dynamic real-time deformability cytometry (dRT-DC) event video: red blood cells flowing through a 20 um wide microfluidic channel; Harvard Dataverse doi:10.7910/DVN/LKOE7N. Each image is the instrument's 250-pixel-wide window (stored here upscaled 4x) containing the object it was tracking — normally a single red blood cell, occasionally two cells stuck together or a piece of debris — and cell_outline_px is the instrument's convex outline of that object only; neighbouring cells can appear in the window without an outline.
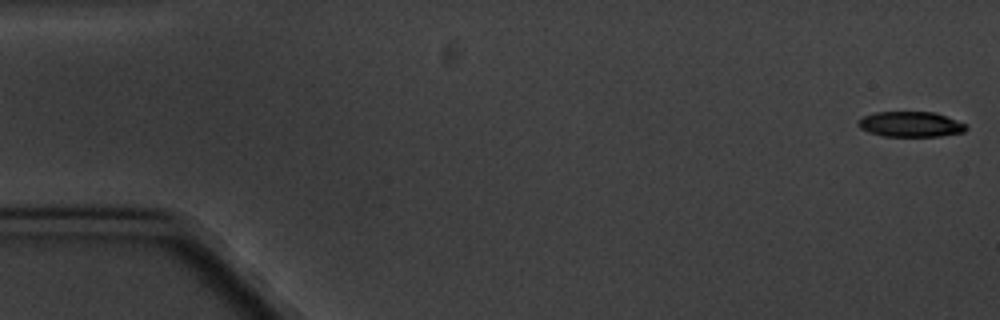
{"species": "common noctule bat (a hibernating species)", "species_latin": "Nyctalus noctula", "temperature_condition": "cold", "stored_images_in_passage": 6, "segment_of_instrument_passage": [1, 2], "camera_frame_rate_fps": 3000, "um_per_image_px": 0.085, "animal": {"sex": "male", "body_mass_g": 20.1, "forearm_length_mm": 53.5}, "frame": {"image": 1, "passage_image": 1, "time_ms": 0.0, "image_size_px": [1000, 320], "cell_outline_px": [[968, 128], [964, 132], [940, 136], [884, 136], [868, 132], [860, 128], [856, 124], [864, 116], [876, 112], [936, 112], [968, 124]], "centroid_in_image_um": [77.44, 10.56], "position_along_channel_um": 7.6, "area_um2": 16.01}}
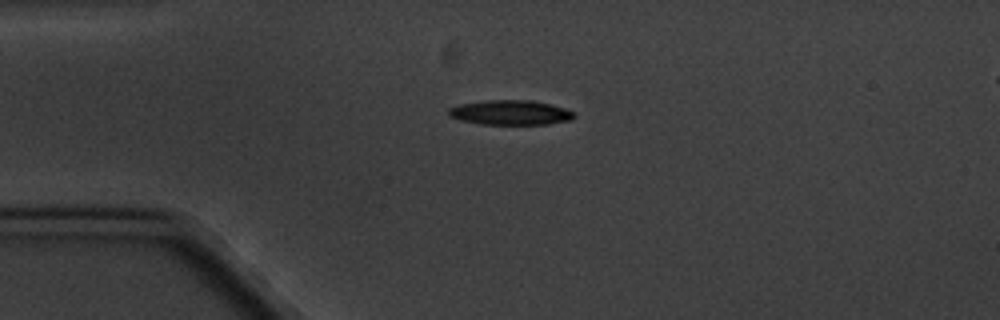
{"frame": {"image": 2, "passage_image": 4, "time_ms": 4.333, "image_size_px": [1000, 320], "cell_outline_px": [[576, 116], [572, 120], [548, 124], [480, 124], [460, 120], [448, 116], [448, 108], [460, 104], [484, 100], [532, 100], [552, 104], [576, 112]], "centroid_in_image_um": [43.41, 9.56], "position_along_channel_um": 41.6, "area_um2": 18.32}}